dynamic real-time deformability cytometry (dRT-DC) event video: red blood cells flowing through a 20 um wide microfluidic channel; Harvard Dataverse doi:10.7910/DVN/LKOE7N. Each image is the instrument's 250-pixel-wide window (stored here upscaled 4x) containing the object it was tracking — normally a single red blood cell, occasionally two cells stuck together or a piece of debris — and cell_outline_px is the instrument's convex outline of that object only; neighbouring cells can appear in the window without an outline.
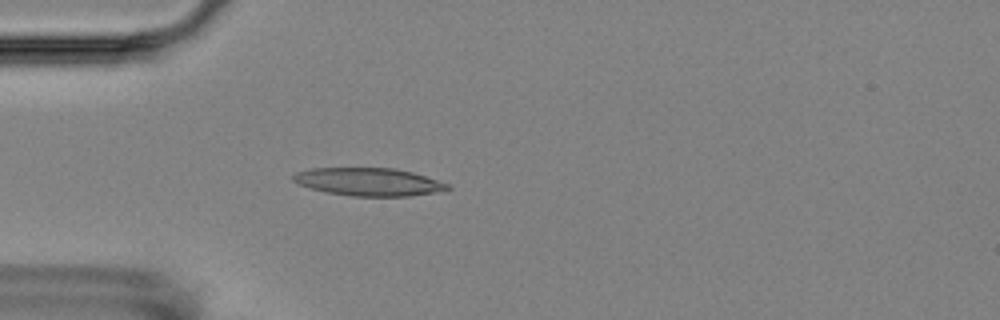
{"species": "Egyptian fruit bat (a non-hibernating species)", "species_latin": "Rousettus aegyptiacus", "temperature_condition": "room temperature", "stored_images_in_passage": 4, "camera_frame_rate_fps": 3000, "um_per_image_px": 0.085, "animal": {"sex": "female"}, "frame": {"image": 1, "passage_image": 4, "time_ms": 3.667, "image_size_px": [1000, 320], "cell_outline_px": [[452, 188], [448, 192], [408, 196], [352, 196], [324, 192], [300, 184], [292, 180], [292, 176], [296, 172], [312, 168], [396, 168], [412, 172], [448, 184]], "centroid_in_image_um": [31.4, 15.47], "position_along_channel_um": 53.6, "area_um2": 25.26}}